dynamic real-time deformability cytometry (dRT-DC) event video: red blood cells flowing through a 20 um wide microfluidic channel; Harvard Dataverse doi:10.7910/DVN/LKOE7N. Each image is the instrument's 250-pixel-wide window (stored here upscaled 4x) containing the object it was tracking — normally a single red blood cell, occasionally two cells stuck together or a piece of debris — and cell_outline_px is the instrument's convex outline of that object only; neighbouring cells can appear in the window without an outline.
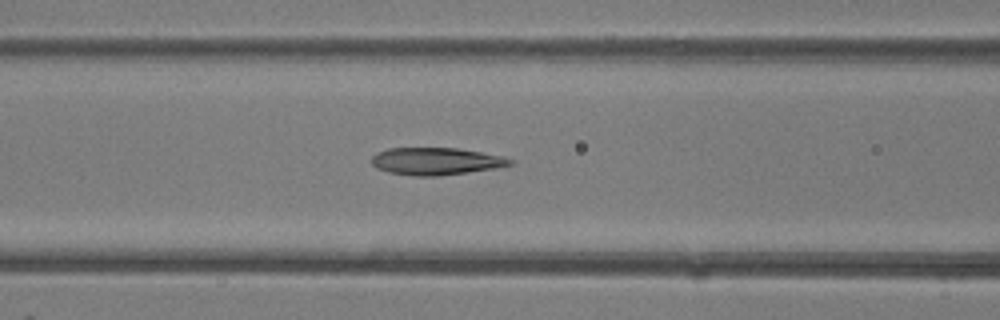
{"species": "common noctule bat (a hibernating species)", "species_latin": "Nyctalus noctula", "temperature_condition": "room temperature", "stored_images_in_passage": 19, "camera_frame_rate_fps": 3000, "um_per_image_px": 0.085, "animal": {"sex": "female"}, "frame": {"image": 1, "passage_image": 8, "time_ms": 2.333, "image_size_px": [1000, 320], "cell_outline_px": [[516, 164], [496, 168], [440, 176], [412, 176], [388, 172], [376, 168], [372, 164], [372, 156], [376, 152], [388, 148], [456, 148], [504, 156], [516, 160]], "centroid_in_image_um": [37.09, 13.71], "position_along_channel_um": 129.5, "area_um2": 22.31}}
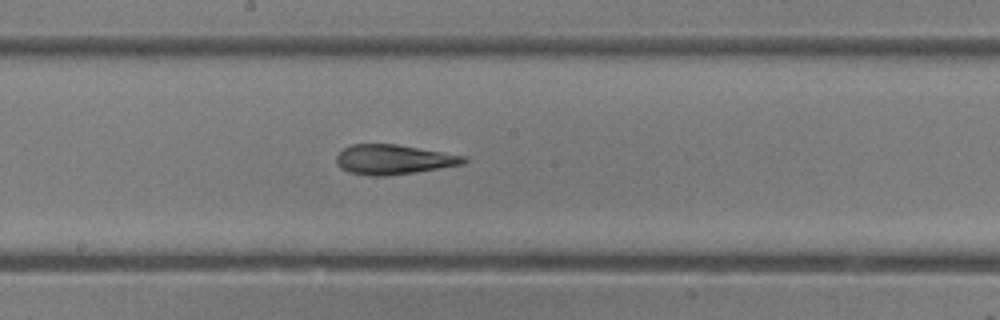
{"frame": {"image": 2, "passage_image": 13, "time_ms": 4.0, "image_size_px": [1000, 320], "cell_outline_px": [[468, 160], [464, 164], [412, 172], [384, 176], [372, 176], [348, 172], [340, 168], [336, 164], [336, 156], [344, 148], [352, 144], [396, 144], [468, 156]], "centroid_in_image_um": [33.44, 13.55], "position_along_channel_um": 214.8, "area_um2": 22.02}}
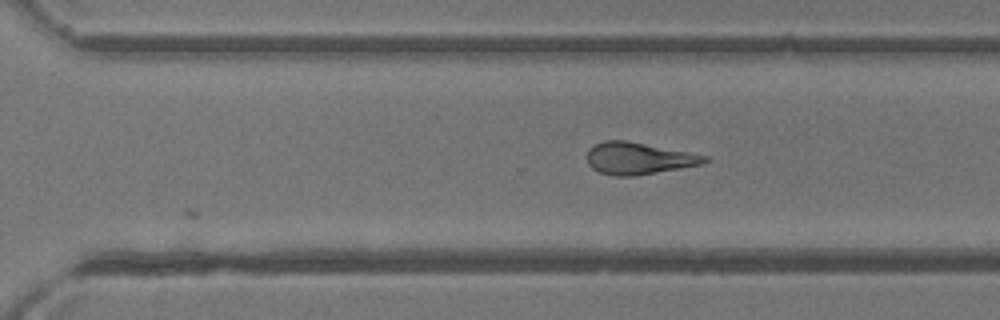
{"frame": {"image": 3, "passage_image": 19, "time_ms": 6.0, "image_size_px": [1000, 320], "cell_outline_px": [[708, 160], [704, 164], [632, 176], [612, 176], [600, 172], [592, 168], [588, 164], [588, 148], [604, 140], [628, 140], [708, 156]], "centroid_in_image_um": [54.26, 13.45], "position_along_channel_um": 316.3, "area_um2": 21.79}}